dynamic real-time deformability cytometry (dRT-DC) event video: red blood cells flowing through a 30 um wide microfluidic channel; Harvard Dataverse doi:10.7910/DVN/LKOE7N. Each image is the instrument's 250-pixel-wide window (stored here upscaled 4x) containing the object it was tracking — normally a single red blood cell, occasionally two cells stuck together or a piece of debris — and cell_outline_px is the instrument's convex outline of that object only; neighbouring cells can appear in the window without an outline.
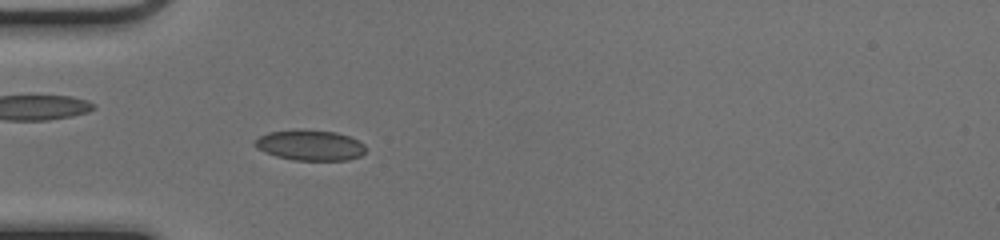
{"species": "common noctule bat (a hibernating species)", "species_latin": "Nyctalus noctula", "temperature_condition": "cold", "stored_images_in_passage": 46, "camera_frame_rate_fps": 3000, "um_per_image_px": 0.085, "animal": {"sex": "female", "body_mass_g": 17.0, "forearm_length_mm": 48.0}, "frame": {"image": 1, "passage_image": 12, "time_ms": 3.667, "image_size_px": [1000, 240], "cell_outline_px": [[364, 152], [360, 156], [348, 160], [292, 160], [276, 156], [264, 152], [256, 148], [252, 144], [252, 140], [268, 132], [300, 128], [336, 132], [360, 140], [364, 144]], "centroid_in_image_um": [26.3, 12.33], "position_along_channel_um": 58.7, "area_um2": 20.11}}
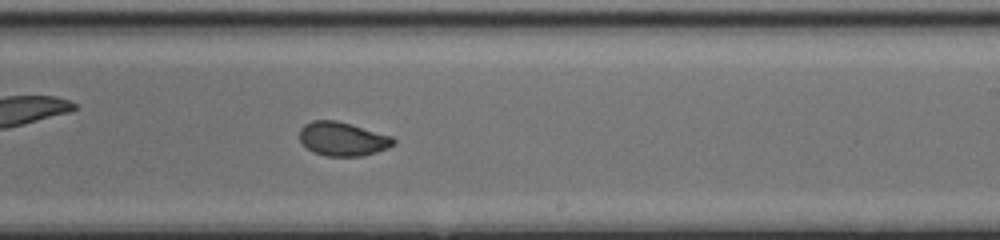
{"frame": {"image": 2, "passage_image": 27, "time_ms": 8.667, "image_size_px": [1000, 240], "cell_outline_px": [[396, 144], [388, 148], [364, 156], [324, 156], [312, 152], [300, 140], [300, 128], [304, 124], [312, 120], [336, 120], [352, 124], [392, 136], [396, 140]], "centroid_in_image_um": [29.14, 11.81], "position_along_channel_um": 259.9, "area_um2": 18.73}}
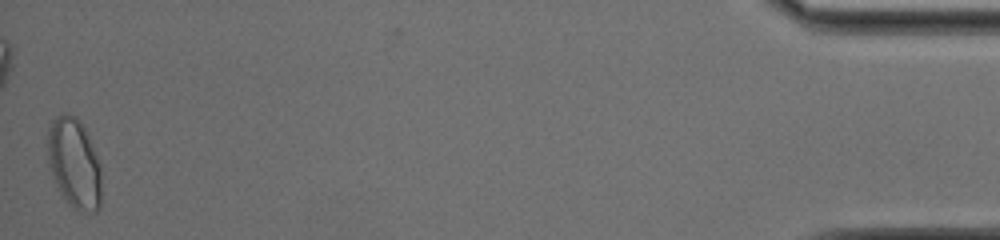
{"frame": {"image": 3, "passage_image": 46, "time_ms": 15.0, "image_size_px": [1000, 240], "cell_outline_px": [[100, 208], [96, 212], [80, 212], [68, 204], [56, 188], [52, 176], [48, 160], [48, 128], [52, 120], [56, 116], [76, 116], [80, 120], [88, 136], [100, 164]], "centroid_in_image_um": [6.3, 13.94], "position_along_channel_um": 428.9, "area_um2": 28.15}, "authors_computed_cell_mechanics": {"area_um2": 19.1607, "velocity_mm_per_s": 4.1301, "shape_relaxation_time_tau1_ms": 4.4228, "shape_relaxation_time_tau2_ms": 0.9603, "deformation_change_tau1": 0.1321, "deformation_change_tau2": 0.0472}}